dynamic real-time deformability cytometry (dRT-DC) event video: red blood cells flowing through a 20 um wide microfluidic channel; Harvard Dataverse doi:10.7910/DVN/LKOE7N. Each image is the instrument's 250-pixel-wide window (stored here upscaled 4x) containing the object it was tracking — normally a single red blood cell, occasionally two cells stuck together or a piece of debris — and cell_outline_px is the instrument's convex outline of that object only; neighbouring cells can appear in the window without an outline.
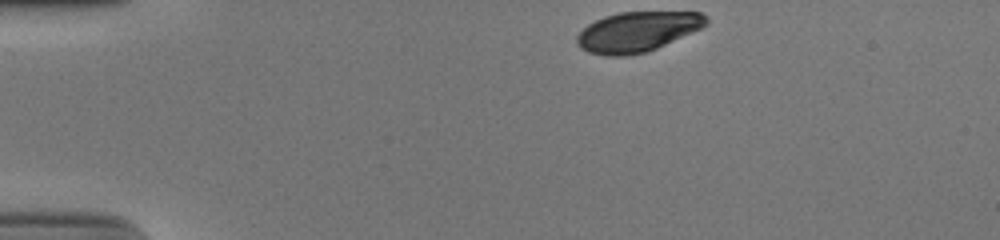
{"species": "human", "species_latin": "Homo sapiens", "temperature_condition": "cold", "stored_images_in_passage": 36, "camera_frame_rate_fps": 3000, "um_per_image_px": 0.085, "donor": {"sex": "male"}, "frame": {"image": 1, "passage_image": 1, "time_ms": 0.0, "image_size_px": [1000, 240], "cell_outline_px": [[708, 24], [700, 28], [648, 52], [628, 56], [604, 56], [588, 52], [580, 48], [576, 44], [576, 36], [588, 24], [604, 16], [620, 12], [700, 12], [708, 20]], "centroid_in_image_um": [54.13, 2.71], "position_along_channel_um": 30.9, "area_um2": 30.11}}
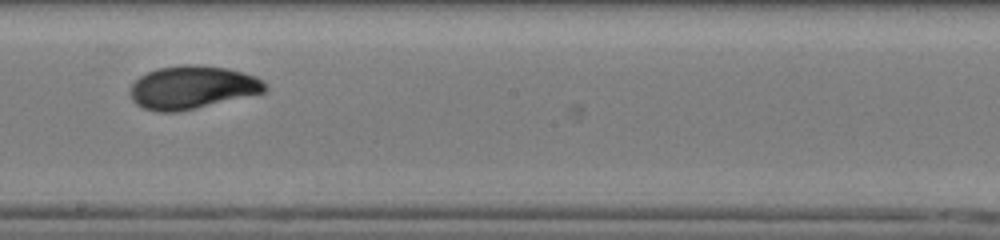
{"frame": {"image": 2, "passage_image": 22, "time_ms": 7.0, "image_size_px": [1000, 240], "cell_outline_px": [[268, 88], [264, 92], [196, 108], [176, 112], [156, 112], [144, 108], [136, 104], [132, 100], [128, 92], [132, 84], [140, 76], [156, 68], [184, 64], [196, 64], [224, 68], [244, 72], [256, 76], [264, 80]], "centroid_in_image_um": [16.32, 7.42], "position_along_channel_um": 231.9, "area_um2": 33.99}}
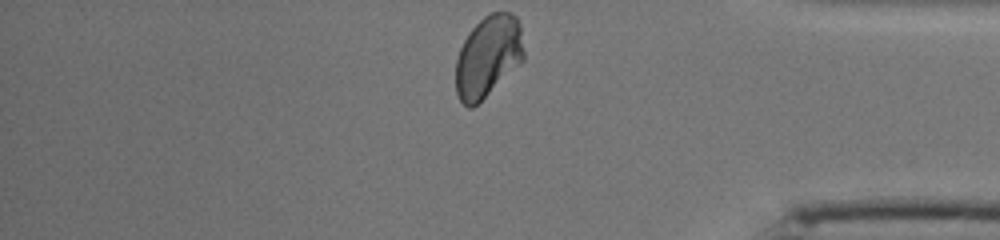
{"frame": {"image": 3, "passage_image": 36, "time_ms": 11.667, "image_size_px": [1000, 240], "cell_outline_px": [[524, 60], [520, 64], [472, 108], [468, 108], [460, 100], [456, 92], [456, 60], [460, 48], [464, 40], [472, 28], [484, 16], [492, 12], [508, 12], [516, 16], [520, 28], [524, 52]], "centroid_in_image_um": [41.48, 4.79], "position_along_channel_um": 393.7, "area_um2": 32.02}, "authors_computed_cell_mechanics": {"area_um2": 32.946, "velocity_mm_per_s": 3.8838, "shape_relaxation_time_tau1_ms": 3.3423, "shape_relaxation_time_tau2_ms": 0.9297, "deformation_change_tau1": 0.126, "deformation_change_tau2": 0.0338}}